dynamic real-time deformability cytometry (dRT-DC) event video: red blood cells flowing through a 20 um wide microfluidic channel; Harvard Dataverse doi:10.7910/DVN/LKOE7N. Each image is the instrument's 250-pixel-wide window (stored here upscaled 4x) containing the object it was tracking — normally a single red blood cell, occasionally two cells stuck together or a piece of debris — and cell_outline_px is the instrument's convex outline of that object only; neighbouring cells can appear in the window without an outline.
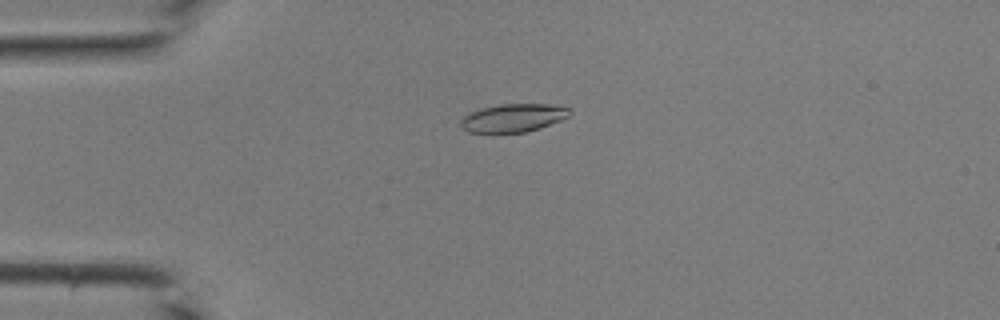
{"species": "common noctule bat (a hibernating species)", "species_latin": "Nyctalus noctula", "temperature_condition": "room temperature", "stored_images_in_passage": 34, "camera_frame_rate_fps": 3000, "um_per_image_px": 0.085, "animal": {"sex": "male", "body_mass_g": 19.0, "forearm_length_mm": 50.8}, "frame": {"image": 1, "passage_image": 2, "time_ms": 0.333, "image_size_px": [1000, 320], "cell_outline_px": [[572, 112], [568, 116], [560, 120], [540, 128], [524, 132], [468, 132], [460, 124], [460, 120], [468, 112], [480, 108], [500, 104], [548, 104], [568, 108]], "centroid_in_image_um": [43.59, 10.01], "position_along_channel_um": 41.4, "area_um2": 17.74}}
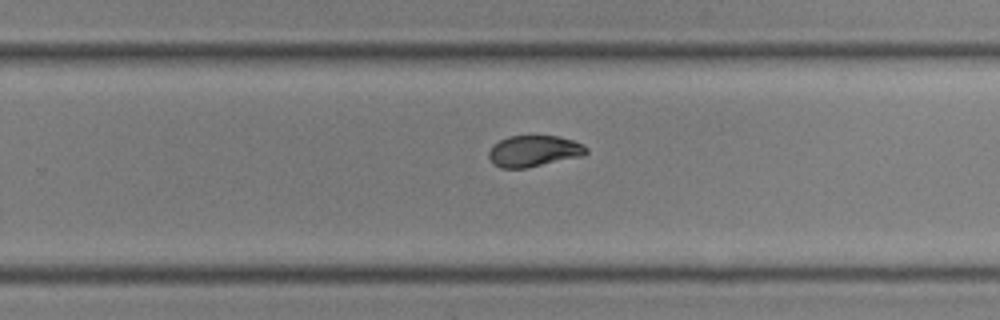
{"frame": {"image": 2, "passage_image": 19, "time_ms": 6.0, "image_size_px": [1000, 320], "cell_outline_px": [[588, 152], [584, 156], [528, 168], [500, 168], [492, 164], [488, 156], [488, 152], [500, 140], [508, 136], [560, 136], [584, 144], [588, 148]], "centroid_in_image_um": [45.41, 12.85], "position_along_channel_um": 284.4, "area_um2": 17.98}}
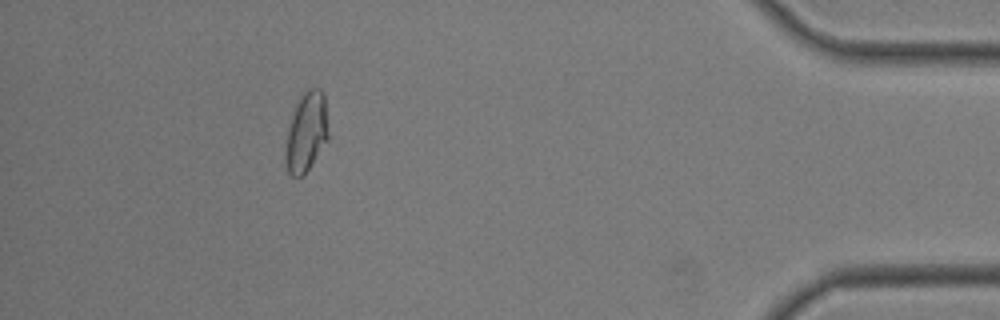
{"frame": {"image": 3, "passage_image": 30, "time_ms": 9.667, "image_size_px": [1000, 320], "cell_outline_px": [[328, 140], [308, 168], [300, 176], [292, 176], [288, 172], [284, 156], [288, 132], [292, 116], [296, 104], [300, 96], [308, 88], [320, 88], [324, 92], [328, 136]], "centroid_in_image_um": [26.04, 11.19], "position_along_channel_um": 409.2, "area_um2": 19.48}}